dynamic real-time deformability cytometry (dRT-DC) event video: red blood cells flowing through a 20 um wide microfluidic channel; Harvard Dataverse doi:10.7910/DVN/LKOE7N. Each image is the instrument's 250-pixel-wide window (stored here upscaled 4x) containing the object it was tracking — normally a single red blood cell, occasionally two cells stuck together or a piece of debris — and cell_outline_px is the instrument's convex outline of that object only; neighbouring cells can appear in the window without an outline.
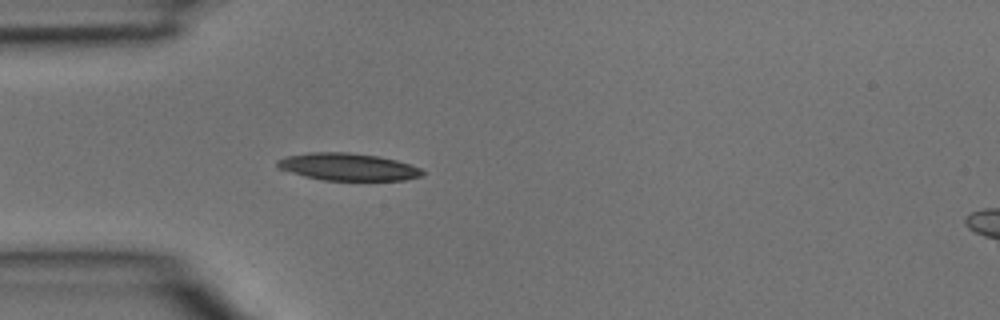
{"species": "common noctule bat (a hibernating species)", "species_latin": "Nyctalus noctula", "temperature_condition": "room temperature", "stored_images_in_passage": 5, "segment_of_instrument_passage": [1, 2], "camera_frame_rate_fps": 3000, "um_per_image_px": 0.085, "animal": {"sex": "male", "body_mass_g": 15.6}, "frame": {"image": 1, "passage_image": 4, "time_ms": 1.0, "image_size_px": [1000, 320], "cell_outline_px": [[424, 172], [420, 176], [404, 180], [324, 180], [304, 176], [276, 168], [276, 160], [288, 156], [308, 152], [348, 152], [380, 156], [396, 160], [420, 168]], "centroid_in_image_um": [29.53, 14.17], "position_along_channel_um": 55.5, "area_um2": 23.06}}